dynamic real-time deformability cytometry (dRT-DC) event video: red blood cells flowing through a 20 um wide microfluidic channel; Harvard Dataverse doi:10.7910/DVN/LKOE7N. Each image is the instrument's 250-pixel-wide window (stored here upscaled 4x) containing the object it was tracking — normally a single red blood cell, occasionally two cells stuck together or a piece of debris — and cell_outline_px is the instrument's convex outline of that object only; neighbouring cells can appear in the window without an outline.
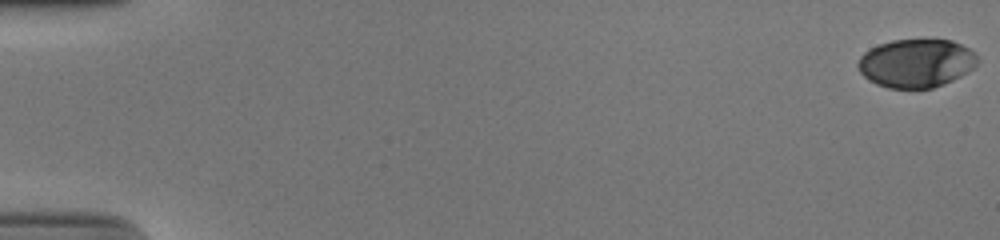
{"species": "human", "species_latin": "Homo sapiens", "temperature_condition": "cold", "stored_images_in_passage": 54, "camera_frame_rate_fps": 3000, "um_per_image_px": 0.085, "donor": {"sex": "male"}, "frame": {"image": 1, "passage_image": 1, "time_ms": 0.0, "image_size_px": [1000, 240], "cell_outline_px": [[976, 64], [972, 68], [960, 76], [944, 84], [932, 88], [888, 88], [876, 84], [868, 80], [860, 72], [860, 56], [864, 52], [880, 44], [892, 40], [952, 40], [968, 48], [976, 56]], "centroid_in_image_um": [77.86, 5.38], "position_along_channel_um": 7.1, "area_um2": 33.23}}
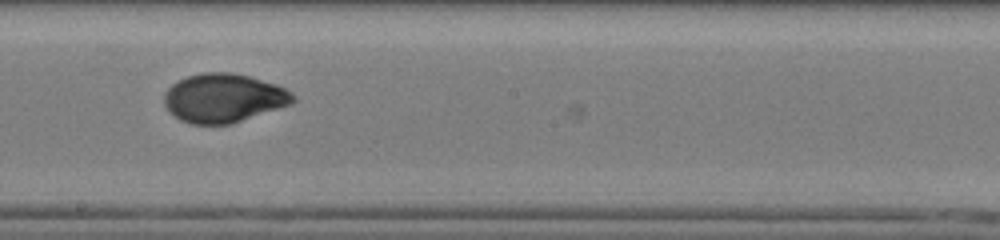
{"frame": {"image": 2, "passage_image": 32, "time_ms": 10.333, "image_size_px": [1000, 240], "cell_outline_px": [[296, 100], [292, 104], [232, 124], [192, 124], [180, 120], [164, 104], [164, 92], [172, 84], [188, 76], [204, 72], [228, 72], [248, 76], [276, 84], [292, 92]], "centroid_in_image_um": [19.03, 8.34], "position_along_channel_um": 229.2, "area_um2": 36.53}}
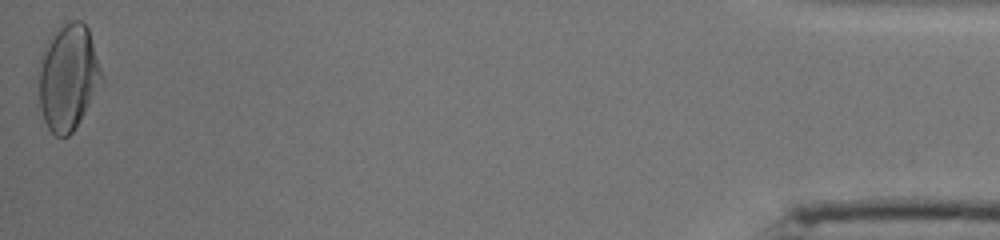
{"frame": {"image": 3, "passage_image": 54, "time_ms": 17.667, "image_size_px": [1000, 240], "cell_outline_px": [[104, 84], [72, 132], [68, 136], [56, 136], [48, 128], [44, 120], [40, 108], [40, 72], [44, 52], [48, 40], [52, 32], [60, 24], [72, 20], [80, 20], [88, 28], [104, 76]], "centroid_in_image_um": [5.85, 6.56], "position_along_channel_um": 429.3, "area_um2": 38.9}, "authors_computed_cell_mechanics": {"area_um2": 35.9227, "velocity_mm_per_s": 3.9056, "shape_relaxation_time_tau1_ms": 4.7023, "shape_relaxation_time_tau2_ms": 1.0815, "deformation_change_tau1": 0.1697, "deformation_change_tau2": 0.0368}}